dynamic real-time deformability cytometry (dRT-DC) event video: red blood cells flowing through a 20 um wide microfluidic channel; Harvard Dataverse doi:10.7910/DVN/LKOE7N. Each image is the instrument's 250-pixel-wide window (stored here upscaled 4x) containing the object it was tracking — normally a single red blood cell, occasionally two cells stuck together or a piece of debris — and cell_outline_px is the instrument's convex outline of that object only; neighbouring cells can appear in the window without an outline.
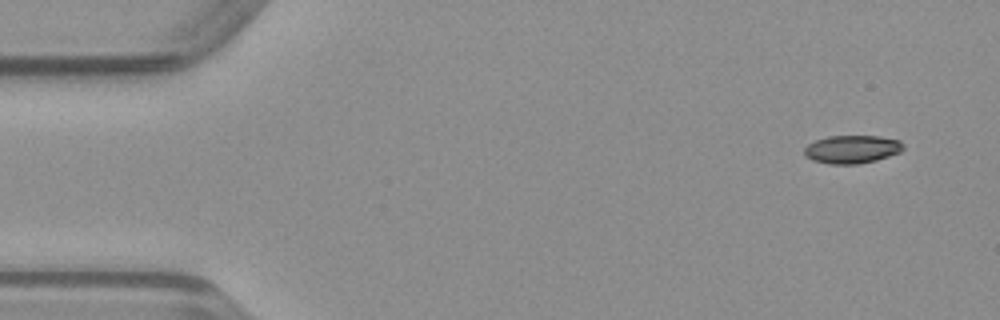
{"species": "common noctule bat (a hibernating species)", "species_latin": "Nyctalus noctula", "temperature_condition": "warm", "stored_images_in_passage": 48, "camera_frame_rate_fps": 3000, "um_per_image_px": 0.085, "animal": {"sex": "male", "body_mass_g": 23.1, "forearm_length_mm": 52.7}, "frame": {"image": 1, "passage_image": 2, "time_ms": 0.333, "image_size_px": [1000, 320], "cell_outline_px": [[904, 148], [900, 152], [876, 160], [856, 164], [828, 164], [812, 160], [804, 156], [804, 148], [808, 144], [816, 140], [828, 136], [880, 136], [900, 140], [904, 144]], "centroid_in_image_um": [72.41, 12.68], "position_along_channel_um": 12.6, "area_um2": 16.3}}
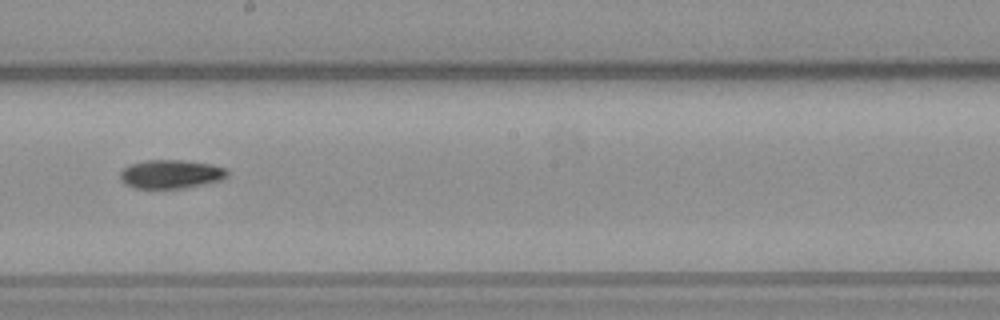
{"frame": {"image": 2, "passage_image": 26, "time_ms": 8.333, "image_size_px": [1000, 320], "cell_outline_px": [[228, 176], [220, 180], [180, 188], [136, 188], [124, 184], [120, 176], [120, 172], [128, 164], [144, 160], [184, 160], [212, 164], [228, 168]], "centroid_in_image_um": [14.51, 14.78], "position_along_channel_um": 233.7, "area_um2": 17.92}}
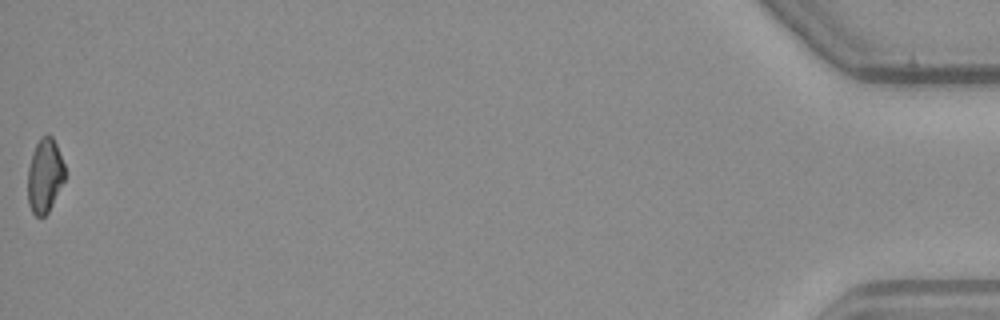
{"frame": {"image": 3, "passage_image": 48, "time_ms": 15.667, "image_size_px": [1000, 320], "cell_outline_px": [[64, 180], [48, 212], [44, 216], [36, 216], [32, 212], [28, 204], [28, 168], [32, 152], [40, 136], [48, 132], [52, 136], [56, 144], [64, 164]], "centroid_in_image_um": [3.79, 14.89], "position_along_channel_um": 431.4, "area_um2": 16.01}}